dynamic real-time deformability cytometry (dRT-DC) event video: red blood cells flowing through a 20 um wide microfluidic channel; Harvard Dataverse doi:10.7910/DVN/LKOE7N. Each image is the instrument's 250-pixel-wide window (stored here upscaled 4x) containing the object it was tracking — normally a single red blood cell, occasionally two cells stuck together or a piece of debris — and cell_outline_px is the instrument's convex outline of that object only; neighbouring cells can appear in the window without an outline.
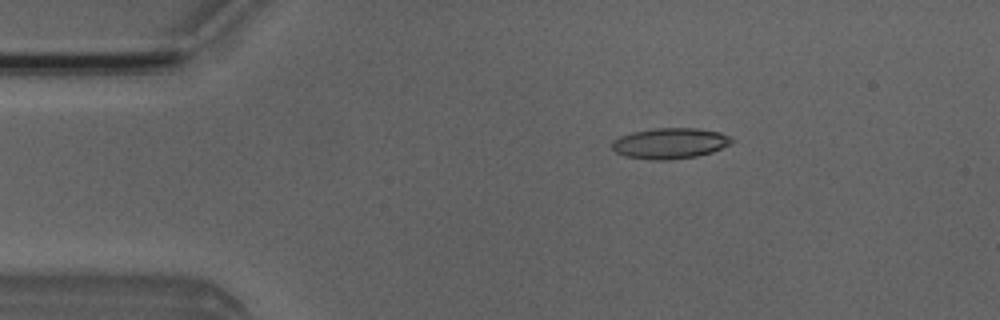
{"species": "Egyptian fruit bat (a non-hibernating species)", "species_latin": "Rousettus aegyptiacus", "temperature_condition": "room temperature", "stored_images_in_passage": 4, "camera_frame_rate_fps": 3000, "um_per_image_px": 0.085, "animal": {"sex": "male"}, "frame": {"image": 1, "passage_image": 3, "time_ms": 2.333, "image_size_px": [1000, 320], "cell_outline_px": [[736, 140], [712, 152], [696, 156], [672, 160], [652, 160], [624, 156], [616, 152], [612, 148], [612, 140], [620, 136], [632, 132], [656, 128], [696, 128], [720, 132]], "centroid_in_image_um": [56.92, 12.18], "position_along_channel_um": 28.1, "area_um2": 21.44}}